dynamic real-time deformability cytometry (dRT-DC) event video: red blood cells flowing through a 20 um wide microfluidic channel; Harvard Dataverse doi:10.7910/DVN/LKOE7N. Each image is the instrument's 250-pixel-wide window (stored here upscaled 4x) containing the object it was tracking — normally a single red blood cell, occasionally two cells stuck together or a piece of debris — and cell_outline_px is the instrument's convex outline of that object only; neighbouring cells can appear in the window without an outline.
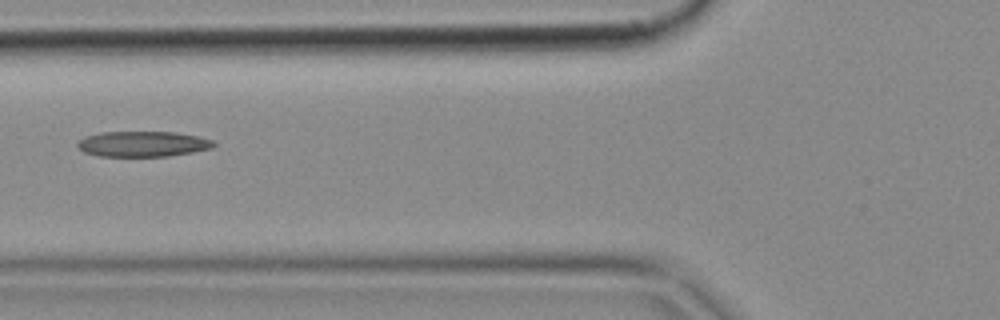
{"species": "common noctule bat (a hibernating species)", "species_latin": "Nyctalus noctula", "temperature_condition": "cold", "stored_images_in_passage": 7, "camera_frame_rate_fps": 3000, "um_per_image_px": 0.085, "animal": {"sex": "female", "body_mass_g": 18.4}, "frame": {"image": 1, "passage_image": 6, "time_ms": 1.667, "image_size_px": [1000, 320], "cell_outline_px": [[216, 144], [212, 148], [192, 152], [168, 156], [100, 156], [84, 152], [76, 144], [84, 136], [100, 132], [172, 132], [200, 136], [212, 140]], "centroid_in_image_um": [12.14, 12.23], "position_along_channel_um": 113.7, "area_um2": 20.17}}
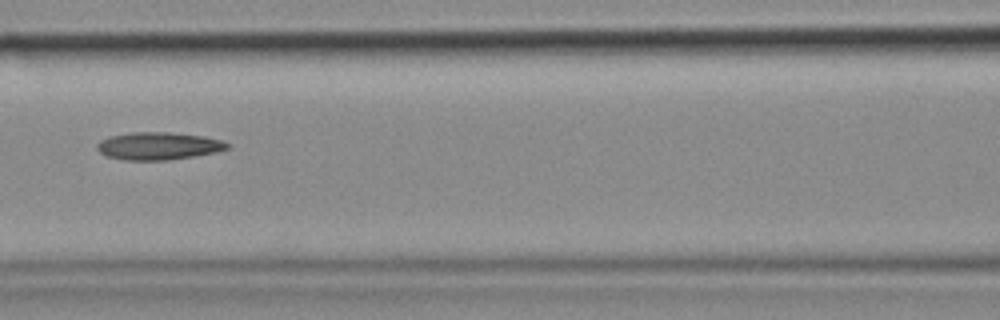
{"frame": {"image": 2, "passage_image": 7, "time_ms": 2.0, "image_size_px": [1000, 320], "cell_outline_px": [[232, 144], [228, 148], [216, 152], [168, 160], [124, 160], [108, 156], [100, 152], [96, 148], [96, 144], [100, 140], [112, 136], [132, 132], [168, 132], [204, 136], [224, 140]], "centroid_in_image_um": [13.5, 12.4], "position_along_channel_um": 153.1, "area_um2": 20.92}}